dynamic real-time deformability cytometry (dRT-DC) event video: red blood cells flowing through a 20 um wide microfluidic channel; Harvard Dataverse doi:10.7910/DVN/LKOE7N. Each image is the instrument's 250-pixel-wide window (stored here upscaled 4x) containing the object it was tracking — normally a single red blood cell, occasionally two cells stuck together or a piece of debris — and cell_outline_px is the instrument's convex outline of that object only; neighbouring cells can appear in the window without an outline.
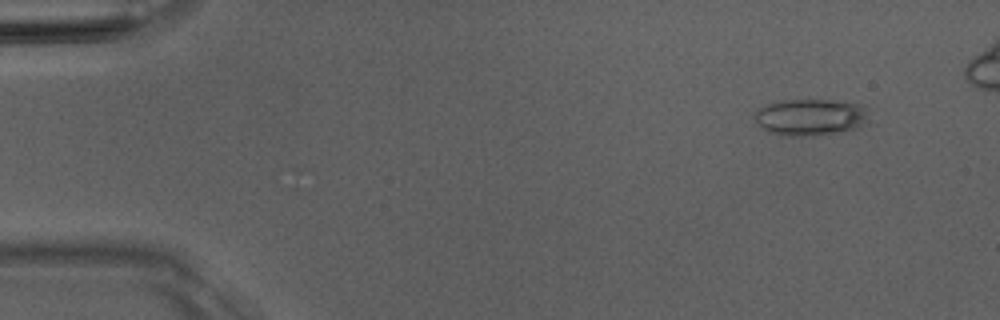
{"species": "Egyptian fruit bat (a non-hibernating species)", "species_latin": "Rousettus aegyptiacus", "temperature_condition": "room temperature", "stored_images_in_passage": 48, "camera_frame_rate_fps": 3000, "um_per_image_px": 0.085, "animal": {"sex": "male"}, "frame": {"image": 1, "passage_image": 5, "time_ms": 1.333, "image_size_px": [1000, 320], "cell_outline_px": [[872, 120], [856, 128], [816, 136], [784, 136], [768, 132], [760, 128], [752, 116], [760, 108], [776, 100], [832, 100], [860, 104], [868, 108]], "centroid_in_image_um": [68.9, 9.96], "position_along_channel_um": 16.1, "area_um2": 24.97}}
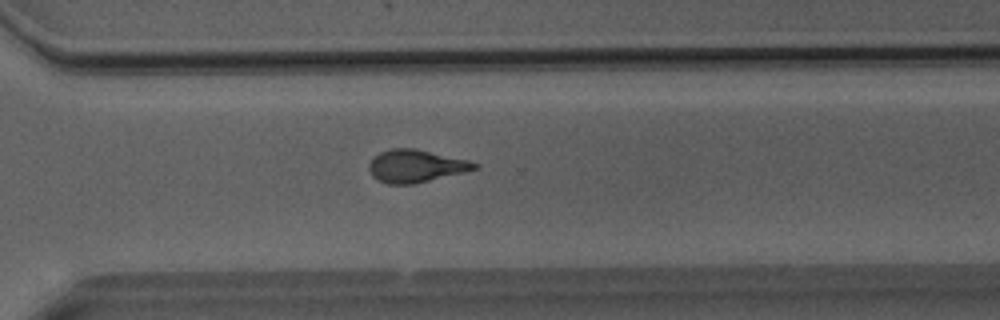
{"frame": {"image": 2, "passage_image": 37, "time_ms": 12.0, "image_size_px": [1000, 320], "cell_outline_px": [[480, 164], [476, 168], [464, 172], [416, 184], [388, 184], [372, 176], [368, 168], [368, 164], [380, 152], [392, 148], [412, 148], [468, 160]], "centroid_in_image_um": [35.33, 14.12], "position_along_channel_um": 335.3, "area_um2": 19.83}}
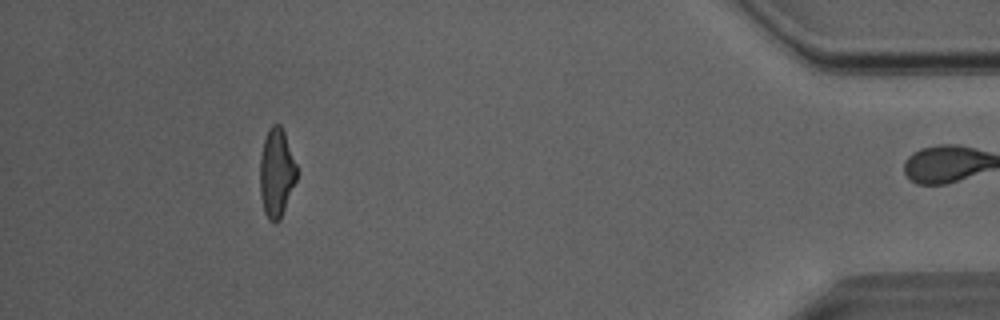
{"frame": {"image": 3, "passage_image": 47, "time_ms": 15.333, "image_size_px": [1000, 320], "cell_outline_px": [[296, 180], [280, 220], [268, 220], [264, 212], [260, 192], [260, 156], [264, 140], [268, 128], [272, 124], [280, 124], [284, 132], [296, 164]], "centroid_in_image_um": [23.48, 14.67], "position_along_channel_um": 411.7, "area_um2": 18.79}, "authors_computed_cell_mechanics": {"area_um2": 20.4901, "velocity_mm_per_s": 4.068, "shape_relaxation_time_tau1_ms": 5.4098, "shape_relaxation_time_tau2_ms": 1.9593, "deformation_change_tau1": 0.2125, "deformation_change_tau2": 0.1014}}